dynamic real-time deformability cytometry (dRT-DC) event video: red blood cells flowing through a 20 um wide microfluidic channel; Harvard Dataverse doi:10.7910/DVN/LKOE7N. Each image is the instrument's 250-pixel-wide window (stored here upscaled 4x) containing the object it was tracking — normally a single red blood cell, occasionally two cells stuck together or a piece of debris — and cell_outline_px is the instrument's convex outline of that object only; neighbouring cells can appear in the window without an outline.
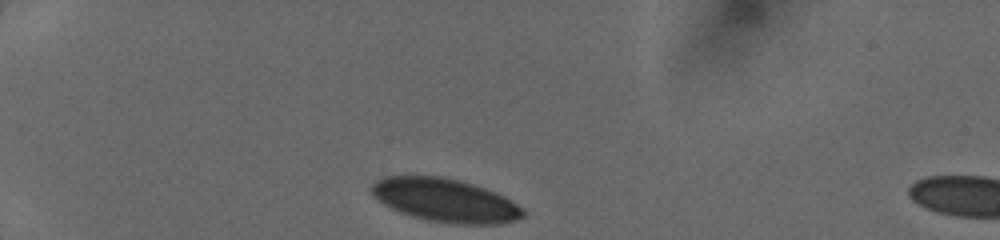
{"species": "human", "species_latin": "Homo sapiens", "temperature_condition": "cold", "stored_images_in_passage": 32, "camera_frame_rate_fps": 3000, "um_per_image_px": 0.085, "donor": {"sex": "female"}, "frame": {"image": 1, "passage_image": 1, "time_ms": 0.0, "image_size_px": [1000, 240], "cell_outline_px": [[524, 216], [520, 220], [500, 224], [452, 224], [428, 220], [412, 216], [400, 212], [384, 204], [372, 196], [372, 184], [376, 180], [384, 176], [444, 176], [460, 180], [496, 192], [504, 196], [524, 208]], "centroid_in_image_um": [37.88, 17.03], "position_along_channel_um": 47.1, "area_um2": 38.49}}
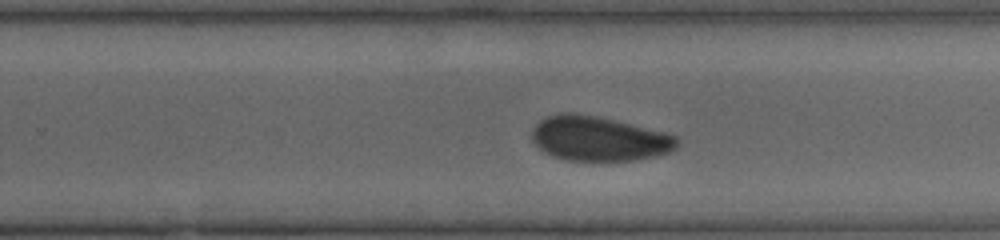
{"frame": {"image": 2, "passage_image": 21, "time_ms": 6.667, "image_size_px": [1000, 240], "cell_outline_px": [[680, 144], [676, 148], [668, 152], [656, 156], [636, 160], [564, 160], [552, 156], [536, 148], [532, 140], [532, 128], [540, 120], [548, 116], [560, 112], [576, 112], [596, 116], [664, 132], [676, 136], [680, 140]], "centroid_in_image_um": [50.87, 11.78], "position_along_channel_um": 278.9, "area_um2": 37.92}}
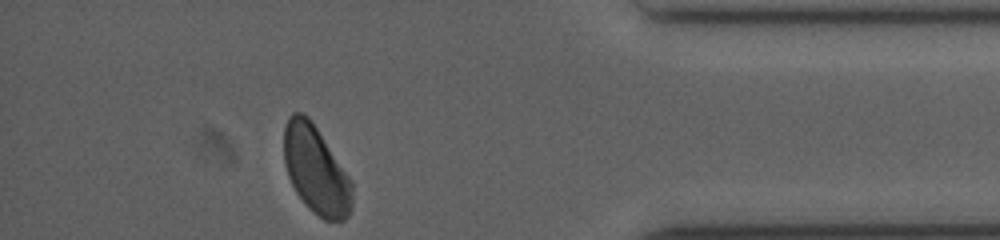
{"frame": {"image": 3, "passage_image": 32, "time_ms": 10.333, "image_size_px": [1000, 240], "cell_outline_px": [[352, 208], [348, 216], [344, 220], [324, 220], [312, 212], [308, 208], [296, 192], [288, 176], [284, 164], [284, 128], [288, 116], [292, 112], [300, 112], [308, 116], [352, 180]], "centroid_in_image_um": [26.85, 14.46], "position_along_channel_um": 408.4, "area_um2": 34.97}}